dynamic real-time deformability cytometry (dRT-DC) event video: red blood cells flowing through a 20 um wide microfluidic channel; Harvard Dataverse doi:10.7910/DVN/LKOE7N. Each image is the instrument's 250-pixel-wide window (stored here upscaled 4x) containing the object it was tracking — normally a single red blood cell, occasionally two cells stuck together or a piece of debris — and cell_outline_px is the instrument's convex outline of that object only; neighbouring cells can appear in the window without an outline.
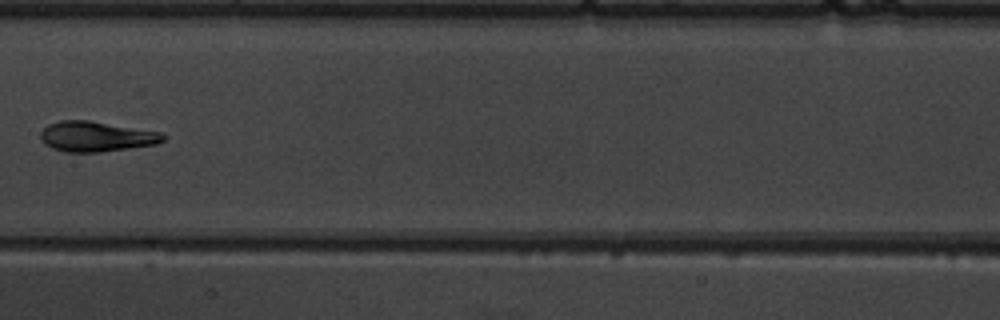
{"species": "common noctule bat (a hibernating species)", "species_latin": "Nyctalus noctula", "temperature_condition": "warm", "stored_images_in_passage": 6, "camera_frame_rate_fps": 3000, "um_per_image_px": 0.085, "animal": {"sex": "male", "body_mass_g": 19.5, "forearm_length_mm": 54.6}, "frame": {"image": 1, "passage_image": 6, "time_ms": 6.0, "image_size_px": [1000, 320], "cell_outline_px": [[168, 136], [164, 140], [156, 144], [100, 152], [64, 152], [52, 148], [44, 144], [40, 140], [40, 132], [48, 124], [60, 120], [88, 120], [160, 132]], "centroid_in_image_um": [8.14, 11.6], "position_along_channel_um": 199.3, "area_um2": 21.62}}